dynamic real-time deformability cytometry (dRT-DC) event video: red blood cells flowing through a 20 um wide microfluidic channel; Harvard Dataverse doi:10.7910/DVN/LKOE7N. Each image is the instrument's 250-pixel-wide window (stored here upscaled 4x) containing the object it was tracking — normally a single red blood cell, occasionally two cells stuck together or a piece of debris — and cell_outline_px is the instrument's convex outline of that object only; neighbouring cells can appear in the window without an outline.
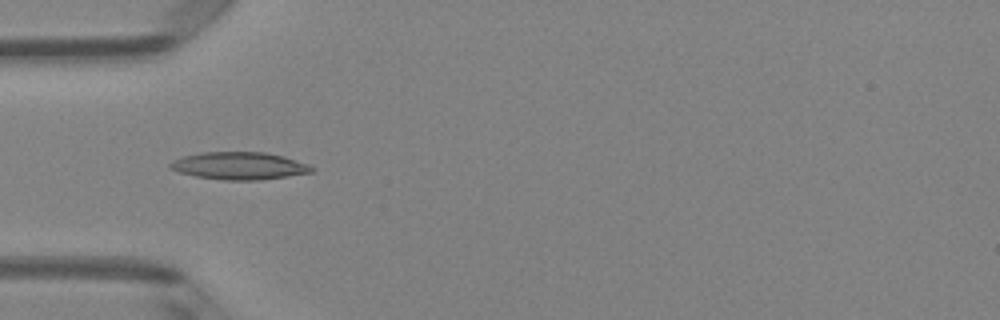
{"species": "Egyptian fruit bat (a non-hibernating species)", "species_latin": "Rousettus aegyptiacus", "temperature_condition": "room temperature", "stored_images_in_passage": 8, "camera_frame_rate_fps": 3000, "um_per_image_px": 0.085, "animal": {"sex": "female"}, "frame": {"image": 1, "passage_image": 5, "time_ms": 1.333, "image_size_px": [1000, 320], "cell_outline_px": [[316, 168], [312, 172], [288, 176], [256, 180], [224, 180], [196, 176], [180, 172], [168, 168], [168, 164], [172, 160], [184, 156], [200, 152], [264, 152], [284, 156], [308, 164]], "centroid_in_image_um": [20.33, 14.09], "position_along_channel_um": 64.7, "area_um2": 22.66}}
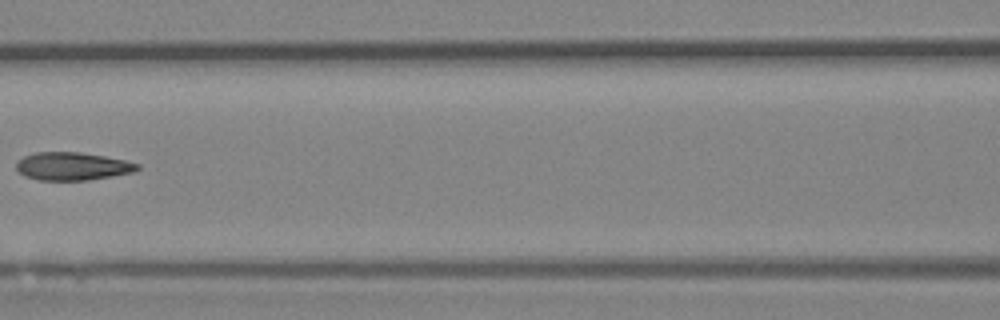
{"frame": {"image": 2, "passage_image": 7, "time_ms": 2.0, "image_size_px": [1000, 320], "cell_outline_px": [[140, 168], [132, 172], [112, 176], [88, 180], [40, 180], [24, 176], [16, 168], [16, 160], [24, 156], [36, 152], [80, 152], [104, 156], [124, 160], [140, 164]], "centroid_in_image_um": [6.13, 14.13], "position_along_channel_um": 160.5, "area_um2": 19.71}}
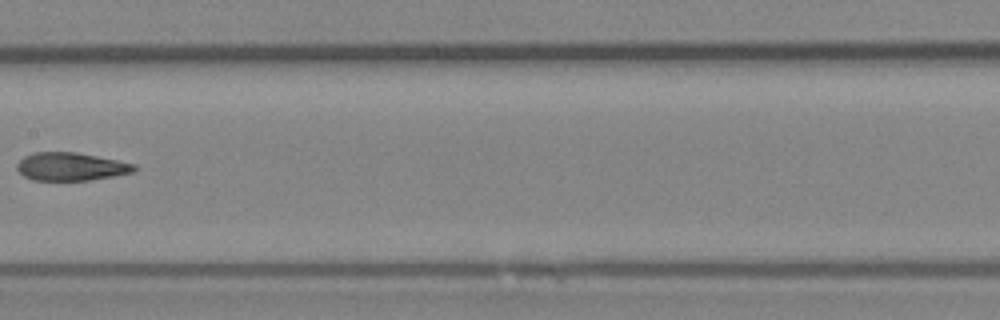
{"frame": {"image": 3, "passage_image": 8, "time_ms": 2.333, "image_size_px": [1000, 320], "cell_outline_px": [[136, 168], [132, 172], [92, 180], [32, 180], [24, 176], [16, 168], [16, 164], [24, 156], [36, 152], [76, 152], [136, 164]], "centroid_in_image_um": [6.0, 14.16], "position_along_channel_um": 201.4, "area_um2": 19.02}}